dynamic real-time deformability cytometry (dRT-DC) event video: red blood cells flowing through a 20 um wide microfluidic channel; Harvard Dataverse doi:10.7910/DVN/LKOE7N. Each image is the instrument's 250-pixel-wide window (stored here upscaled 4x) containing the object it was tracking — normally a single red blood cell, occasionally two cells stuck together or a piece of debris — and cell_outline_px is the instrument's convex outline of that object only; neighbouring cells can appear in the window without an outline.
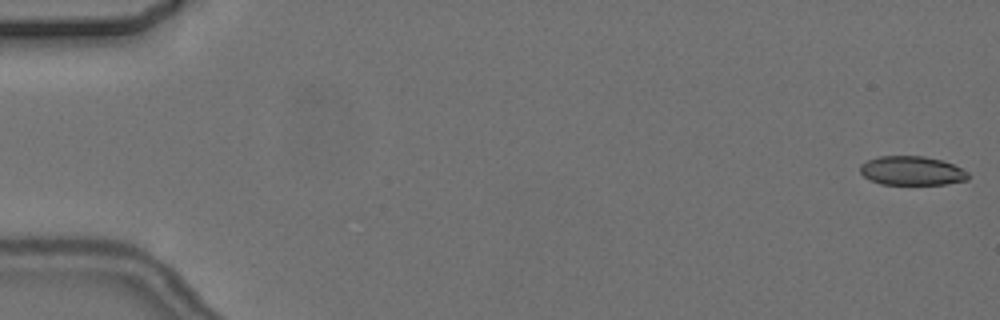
{"species": "common noctule bat (a hibernating species)", "species_latin": "Nyctalus noctula", "temperature_condition": "cold", "stored_images_in_passage": 6, "camera_frame_rate_fps": 3000, "um_per_image_px": 0.085, "animal": {"sex": "female", "body_mass_g": 24.6, "forearm_length_mm": 56.2}, "frame": {"image": 1, "passage_image": 1, "time_ms": 0.0, "image_size_px": [1000, 320], "cell_outline_px": [[968, 180], [948, 184], [880, 184], [868, 180], [860, 172], [860, 164], [868, 160], [880, 156], [924, 156], [940, 160], [952, 164], [968, 172]], "centroid_in_image_um": [77.48, 14.52], "position_along_channel_um": 7.5, "area_um2": 18.26}}
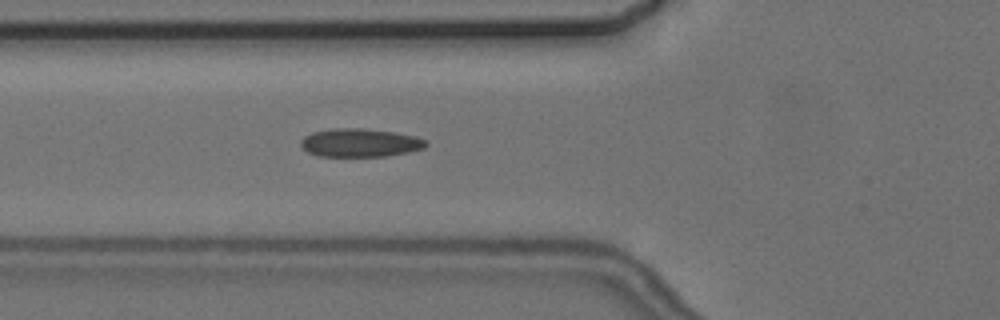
{"frame": {"image": 2, "passage_image": 6, "time_ms": 6.667, "image_size_px": [1000, 320], "cell_outline_px": [[428, 144], [424, 148], [408, 152], [388, 156], [320, 156], [308, 152], [300, 144], [300, 140], [304, 136], [312, 132], [332, 128], [364, 128], [392, 132], [416, 136], [428, 140]], "centroid_in_image_um": [30.62, 12.13], "position_along_channel_um": 95.2, "area_um2": 20.75}}